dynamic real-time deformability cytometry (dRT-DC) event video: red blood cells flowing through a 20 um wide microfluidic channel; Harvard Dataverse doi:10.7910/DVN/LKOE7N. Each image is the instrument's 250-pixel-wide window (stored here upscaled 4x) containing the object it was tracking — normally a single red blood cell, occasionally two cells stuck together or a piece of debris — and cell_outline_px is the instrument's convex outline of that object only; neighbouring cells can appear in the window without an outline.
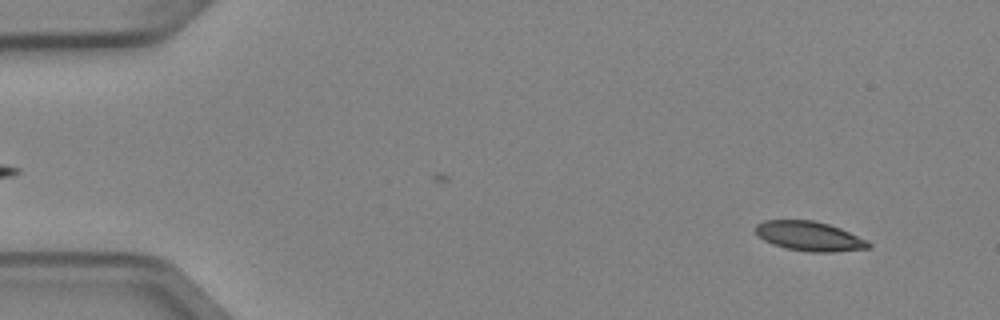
{"species": "Egyptian fruit bat (a non-hibernating species)", "species_latin": "Rousettus aegyptiacus", "temperature_condition": "cold", "stored_images_in_passage": 5, "camera_frame_rate_fps": 3000, "um_per_image_px": 0.085, "animal": {"sex": "female"}, "frame": {"image": 1, "passage_image": 2, "time_ms": 0.333, "image_size_px": [1000, 320], "cell_outline_px": [[872, 244], [868, 248], [832, 252], [812, 252], [788, 248], [772, 244], [764, 240], [756, 232], [756, 224], [764, 220], [812, 220], [828, 224], [840, 228], [868, 240]], "centroid_in_image_um": [68.81, 20.07], "position_along_channel_um": 16.2, "area_um2": 19.25}}
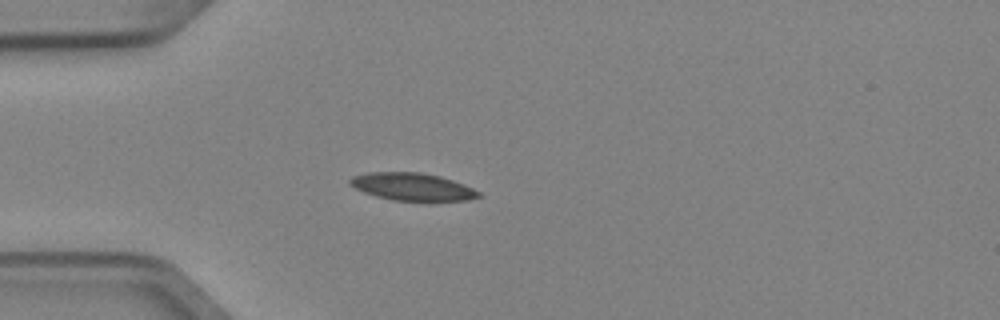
{"frame": {"image": 2, "passage_image": 4, "time_ms": 1.0, "image_size_px": [1000, 320], "cell_outline_px": [[480, 196], [468, 200], [392, 200], [376, 196], [364, 192], [348, 184], [348, 180], [352, 176], [368, 172], [420, 172], [440, 176], [464, 184], [480, 192]], "centroid_in_image_um": [35.01, 15.86], "position_along_channel_um": 50.0, "area_um2": 20.46}}